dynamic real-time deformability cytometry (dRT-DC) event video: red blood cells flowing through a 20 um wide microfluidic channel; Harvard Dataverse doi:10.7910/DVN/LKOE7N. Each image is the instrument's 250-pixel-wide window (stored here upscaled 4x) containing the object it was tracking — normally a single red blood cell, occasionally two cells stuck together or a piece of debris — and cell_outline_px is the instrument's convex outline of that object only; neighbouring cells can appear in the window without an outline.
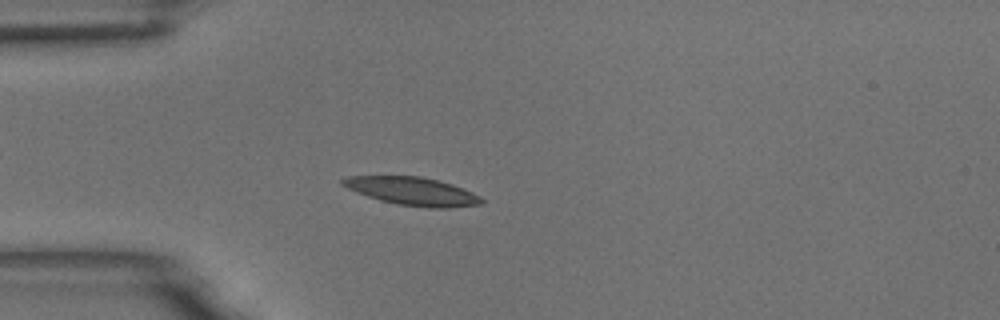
{"species": "common noctule bat (a hibernating species)", "species_latin": "Nyctalus noctula", "temperature_condition": "room temperature", "stored_images_in_passage": 44, "camera_frame_rate_fps": 3000, "um_per_image_px": 0.085, "animal": {"sex": "male", "body_mass_g": 18.8}, "frame": {"image": 1, "passage_image": 3, "time_ms": 0.667, "image_size_px": [1000, 320], "cell_outline_px": [[484, 204], [448, 208], [428, 208], [396, 204], [380, 200], [356, 192], [340, 184], [340, 180], [348, 176], [420, 176], [452, 184], [472, 192], [480, 196], [484, 200]], "centroid_in_image_um": [35.07, 16.26], "position_along_channel_um": 49.9, "area_um2": 22.77}}
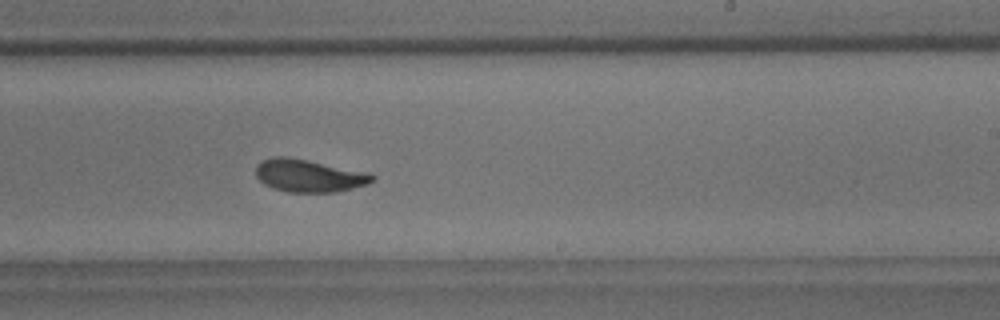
{"frame": {"image": 2, "passage_image": 22, "time_ms": 7.0, "image_size_px": [1000, 320], "cell_outline_px": [[376, 180], [368, 184], [336, 192], [288, 192], [272, 188], [264, 184], [256, 176], [256, 164], [272, 156], [288, 156], [368, 172], [376, 176]], "centroid_in_image_um": [26.27, 14.93], "position_along_channel_um": 262.7, "area_um2": 22.31}}
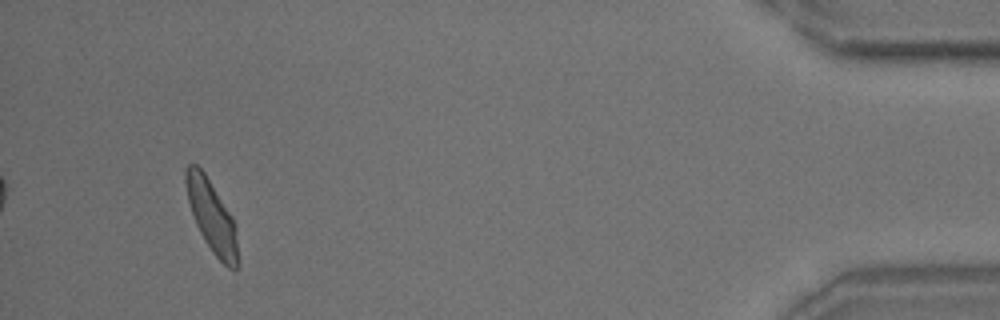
{"frame": {"image": 3, "passage_image": 41, "time_ms": 13.333, "image_size_px": [1000, 320], "cell_outline_px": [[240, 264], [232, 272], [212, 252], [204, 240], [196, 224], [188, 200], [184, 180], [184, 168], [188, 164], [196, 164], [204, 172], [232, 216], [236, 224]], "centroid_in_image_um": [18.03, 18.44], "position_along_channel_um": 417.2, "area_um2": 22.08}, "authors_computed_cell_mechanics": {"area_um2": 22.1085, "velocity_mm_per_s": 3.5534, "shape_relaxation_time_tau1_ms": 4.4745, "shape_relaxation_time_tau2_ms": 2.5098, "deformation_change_tau1": 0.1397, "deformation_change_tau2": 0.0774}}